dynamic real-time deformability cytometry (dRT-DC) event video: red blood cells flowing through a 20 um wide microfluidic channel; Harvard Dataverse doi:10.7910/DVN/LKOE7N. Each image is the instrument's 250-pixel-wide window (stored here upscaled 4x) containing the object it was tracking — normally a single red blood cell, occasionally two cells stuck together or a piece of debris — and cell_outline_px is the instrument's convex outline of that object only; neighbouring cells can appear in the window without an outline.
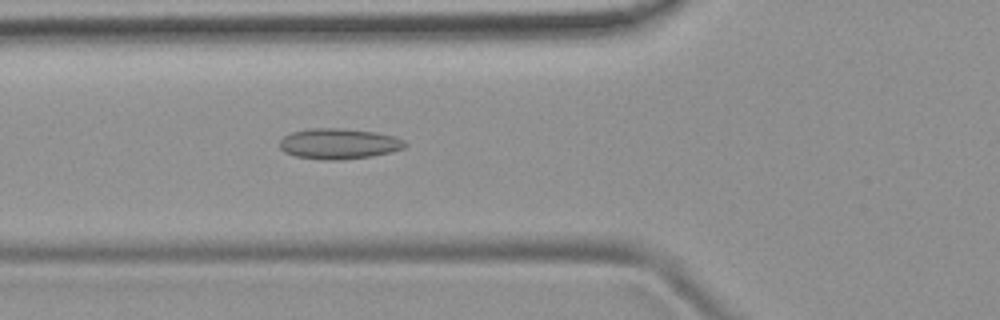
{"species": "common noctule bat (a hibernating species)", "species_latin": "Nyctalus noctula", "temperature_condition": "room temperature", "stored_images_in_passage": 43, "camera_frame_rate_fps": 3000, "um_per_image_px": 0.085, "animal": {"sex": "female", "body_mass_g": 19.9}, "frame": {"image": 1, "passage_image": 10, "time_ms": 3.0, "image_size_px": [1000, 320], "cell_outline_px": [[408, 144], [404, 148], [392, 152], [372, 156], [340, 160], [324, 160], [296, 156], [284, 152], [280, 148], [280, 140], [284, 136], [292, 132], [312, 128], [340, 128], [376, 132], [396, 136], [404, 140]], "centroid_in_image_um": [28.84, 12.22], "position_along_channel_um": 97.0, "area_um2": 22.48}}
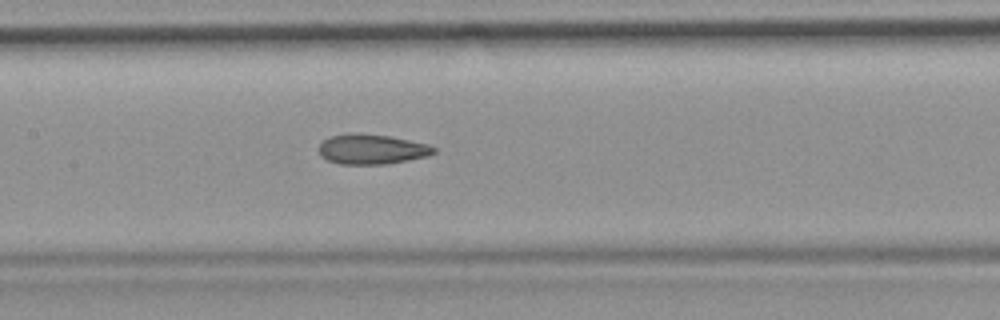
{"frame": {"image": 2, "passage_image": 16, "time_ms": 5.0, "image_size_px": [1000, 320], "cell_outline_px": [[436, 152], [428, 156], [388, 164], [340, 164], [328, 160], [320, 156], [320, 144], [324, 140], [332, 136], [352, 132], [388, 136], [428, 144], [436, 148]], "centroid_in_image_um": [31.61, 12.69], "position_along_channel_um": 175.8, "area_um2": 20.0}}
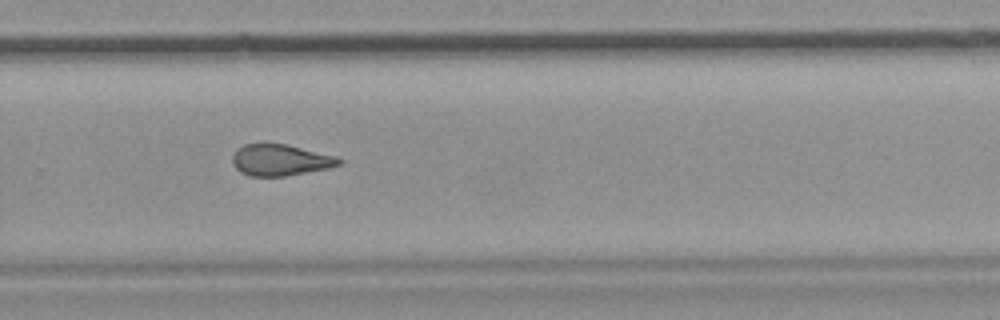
{"frame": {"image": 3, "passage_image": 26, "time_ms": 8.333, "image_size_px": [1000, 320], "cell_outline_px": [[344, 160], [340, 164], [328, 168], [284, 176], [248, 176], [240, 172], [232, 164], [232, 156], [236, 148], [244, 144], [284, 144], [336, 156]], "centroid_in_image_um": [23.79, 13.61], "position_along_channel_um": 306.0, "area_um2": 19.36}, "authors_computed_cell_mechanics": {"area_um2": 20.1722, "velocity_mm_per_s": 3.925, "shape_relaxation_time_tau1_ms": null, "shape_relaxation_time_tau2_ms": 3.8786, "deformation_change_tau1": null, "deformation_change_tau2": 0.1107}}